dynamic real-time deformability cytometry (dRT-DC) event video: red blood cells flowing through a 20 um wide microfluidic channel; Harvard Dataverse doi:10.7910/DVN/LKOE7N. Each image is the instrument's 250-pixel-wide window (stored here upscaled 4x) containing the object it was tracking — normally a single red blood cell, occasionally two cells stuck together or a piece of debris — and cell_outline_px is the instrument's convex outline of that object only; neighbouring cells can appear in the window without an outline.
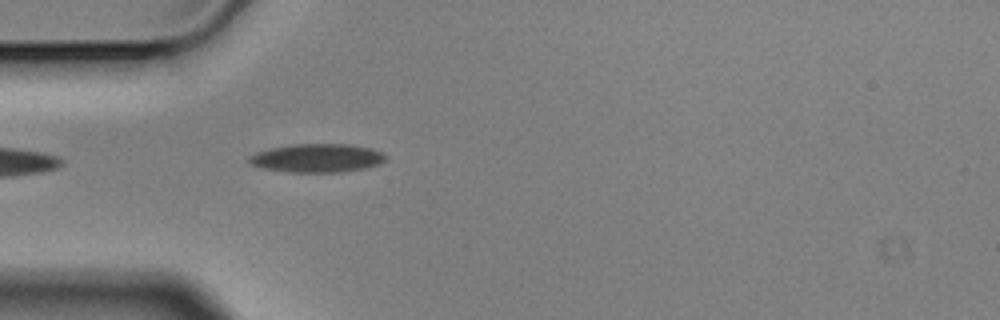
{"species": "Egyptian fruit bat (a non-hibernating species)", "species_latin": "Rousettus aegyptiacus", "temperature_condition": "cold", "stored_images_in_passage": 4, "camera_frame_rate_fps": 3000, "um_per_image_px": 0.085, "animal": {"sex": "male"}, "frame": {"image": 1, "passage_image": 4, "time_ms": 1.0, "image_size_px": [1000, 320], "cell_outline_px": [[388, 156], [380, 164], [364, 168], [340, 172], [292, 172], [264, 168], [252, 164], [248, 160], [248, 156], [256, 152], [268, 148], [292, 144], [352, 144], [372, 148]], "centroid_in_image_um": [26.96, 13.42], "position_along_channel_um": 58.0, "area_um2": 22.72}}